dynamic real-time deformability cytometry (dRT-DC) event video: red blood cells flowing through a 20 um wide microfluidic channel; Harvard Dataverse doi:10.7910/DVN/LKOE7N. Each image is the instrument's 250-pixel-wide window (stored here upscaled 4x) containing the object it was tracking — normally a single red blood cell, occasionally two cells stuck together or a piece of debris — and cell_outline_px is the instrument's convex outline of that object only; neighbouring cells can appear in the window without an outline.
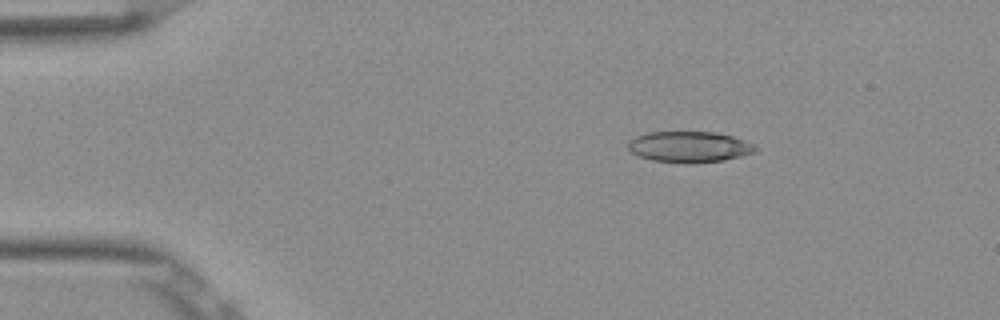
{"species": "Egyptian fruit bat (a non-hibernating species)", "species_latin": "Rousettus aegyptiacus", "temperature_condition": "room temperature", "stored_images_in_passage": 5, "camera_frame_rate_fps": 3000, "um_per_image_px": 0.085, "frame": {"image": 1, "passage_image": 3, "time_ms": 0.667, "image_size_px": [1000, 320], "cell_outline_px": [[760, 148], [756, 152], [724, 160], [692, 164], [652, 160], [640, 156], [632, 152], [628, 148], [628, 144], [636, 136], [648, 132], [716, 132], [732, 136], [744, 140]], "centroid_in_image_um": [58.63, 12.49], "position_along_channel_um": 26.4, "area_um2": 22.95}}